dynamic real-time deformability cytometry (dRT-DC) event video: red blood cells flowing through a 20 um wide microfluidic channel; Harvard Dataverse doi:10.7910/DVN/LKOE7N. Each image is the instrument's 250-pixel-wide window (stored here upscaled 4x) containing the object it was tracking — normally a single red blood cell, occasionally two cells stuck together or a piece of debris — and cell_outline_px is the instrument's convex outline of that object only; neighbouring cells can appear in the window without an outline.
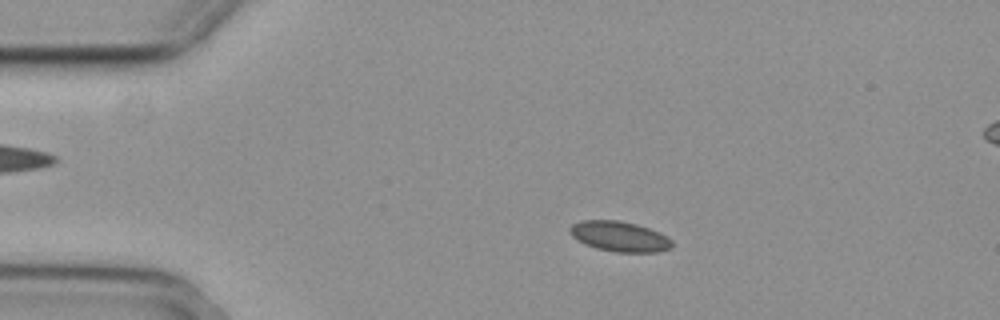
{"species": "common noctule bat (a hibernating species)", "species_latin": "Nyctalus noctula", "temperature_condition": "cold", "stored_images_in_passage": 57, "segment_of_instrument_passage": [1, 2], "camera_frame_rate_fps": 3000, "um_per_image_px": 0.085, "animal": {"sex": "female", "body_mass_g": 29.2, "forearm_length_mm": 56.3}, "frame": {"image": 1, "passage_image": 11, "time_ms": 3.333, "image_size_px": [1000, 320], "cell_outline_px": [[672, 248], [656, 252], [616, 252], [596, 248], [584, 244], [576, 240], [568, 232], [568, 228], [572, 224], [580, 220], [620, 220], [636, 224], [660, 232], [668, 236], [672, 240]], "centroid_in_image_um": [52.64, 20.09], "position_along_channel_um": 32.4, "area_um2": 18.26}}
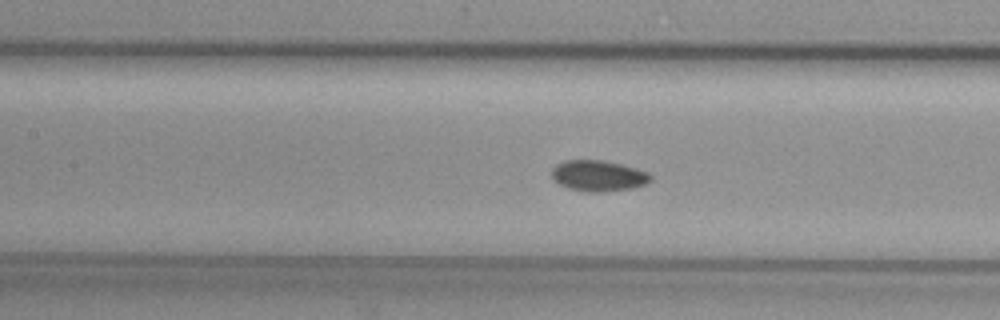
{"frame": {"image": 2, "passage_image": 25, "time_ms": 8.0, "image_size_px": [1000, 320], "cell_outline_px": [[652, 180], [648, 184], [632, 188], [600, 192], [584, 192], [568, 188], [552, 180], [552, 168], [556, 164], [564, 160], [604, 160], [636, 168], [648, 172], [652, 176]], "centroid_in_image_um": [50.86, 14.94], "position_along_channel_um": 156.5, "area_um2": 18.03}}
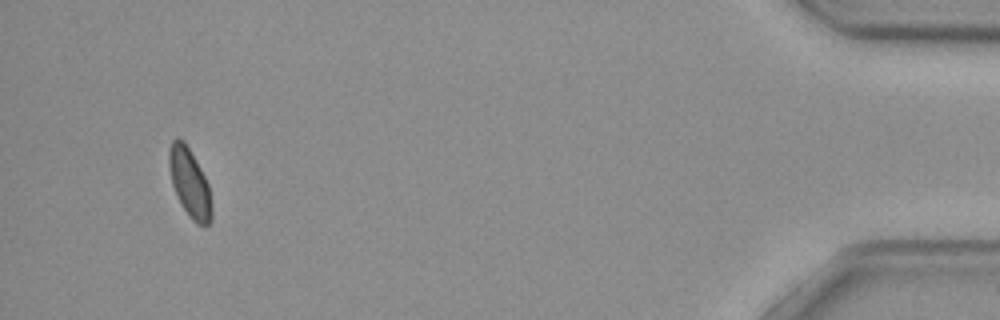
{"frame": {"image": 3, "passage_image": 53, "time_ms": 17.333, "image_size_px": [1000, 320], "cell_outline_px": [[212, 220], [208, 224], [196, 224], [192, 220], [180, 204], [172, 184], [168, 164], [168, 148], [172, 140], [176, 136], [184, 140], [200, 168], [208, 184], [212, 208]], "centroid_in_image_um": [16.09, 15.52], "position_along_channel_um": 419.1, "area_um2": 17.11}}